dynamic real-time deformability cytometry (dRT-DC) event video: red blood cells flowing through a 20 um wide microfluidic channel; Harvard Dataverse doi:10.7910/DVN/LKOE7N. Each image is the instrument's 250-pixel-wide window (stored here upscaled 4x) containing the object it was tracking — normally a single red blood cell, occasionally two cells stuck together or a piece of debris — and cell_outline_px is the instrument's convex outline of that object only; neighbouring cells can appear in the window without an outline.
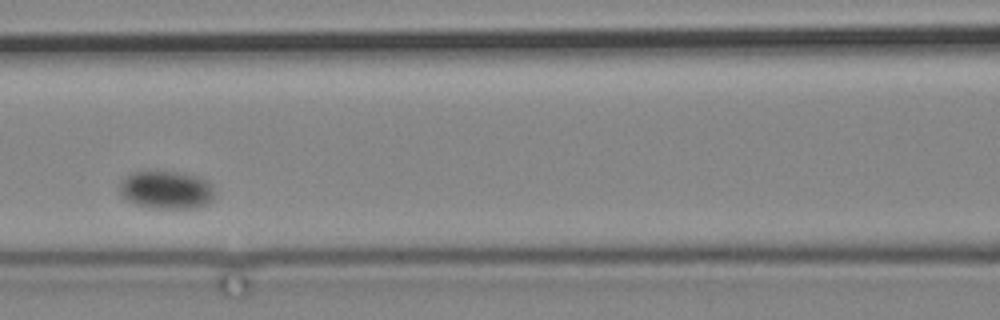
{"species": "common noctule bat (a hibernating species)", "species_latin": "Nyctalus noctula", "temperature_condition": "cold", "stored_images_in_passage": 4, "camera_frame_rate_fps": 3000, "um_per_image_px": 0.085, "animal": {"sex": "male", "body_mass_g": 19.2, "forearm_length_mm": 51.8}, "frame": {"image": 1, "passage_image": 3, "time_ms": 3.667, "image_size_px": [1000, 320], "cell_outline_px": [[216, 192], [212, 200], [208, 204], [196, 208], [152, 208], [136, 204], [128, 200], [120, 192], [120, 184], [128, 176], [136, 172], [176, 172], [200, 176], [208, 180], [212, 184]], "centroid_in_image_um": [14.24, 16.15], "position_along_channel_um": 152.4, "area_um2": 20.98}}